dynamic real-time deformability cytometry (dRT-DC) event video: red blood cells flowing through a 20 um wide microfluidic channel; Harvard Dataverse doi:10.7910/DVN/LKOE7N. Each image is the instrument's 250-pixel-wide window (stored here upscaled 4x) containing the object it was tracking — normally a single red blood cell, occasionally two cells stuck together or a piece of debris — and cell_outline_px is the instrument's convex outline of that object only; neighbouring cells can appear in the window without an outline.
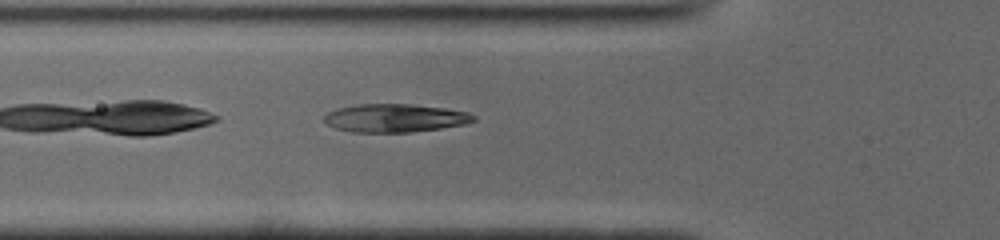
{"species": "common noctule bat (a hibernating species)", "species_latin": "Nyctalus noctula", "temperature_condition": "cold", "stored_images_in_passage": 35, "camera_frame_rate_fps": 3000, "um_per_image_px": 0.085, "animal": {"sex": "male", "body_mass_g": 19.0, "forearm_length_mm": 50.8}, "frame": {"image": 1, "passage_image": 3, "time_ms": 0.667, "image_size_px": [1000, 240], "cell_outline_px": [[476, 120], [468, 124], [412, 132], [352, 132], [336, 128], [328, 124], [324, 120], [324, 116], [328, 112], [336, 108], [360, 104], [408, 104], [444, 108], [468, 112], [476, 116]], "centroid_in_image_um": [33.6, 10.03], "position_along_channel_um": 92.2, "area_um2": 24.57}}
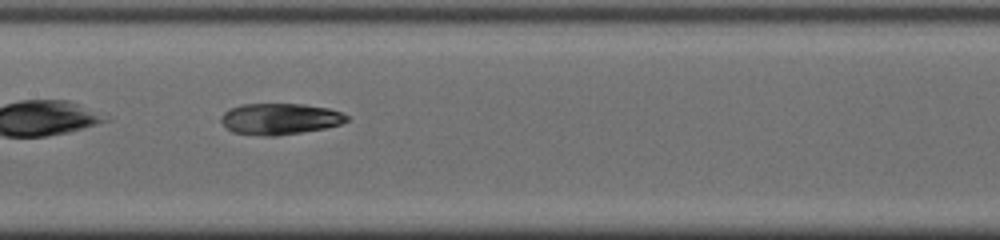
{"frame": {"image": 2, "passage_image": 10, "time_ms": 3.0, "image_size_px": [1000, 240], "cell_outline_px": [[348, 120], [340, 124], [324, 128], [276, 136], [264, 136], [232, 132], [220, 120], [220, 116], [228, 108], [240, 104], [304, 104], [328, 108], [340, 112], [348, 116]], "centroid_in_image_um": [23.75, 10.1], "position_along_channel_um": 183.6, "area_um2": 22.83}}
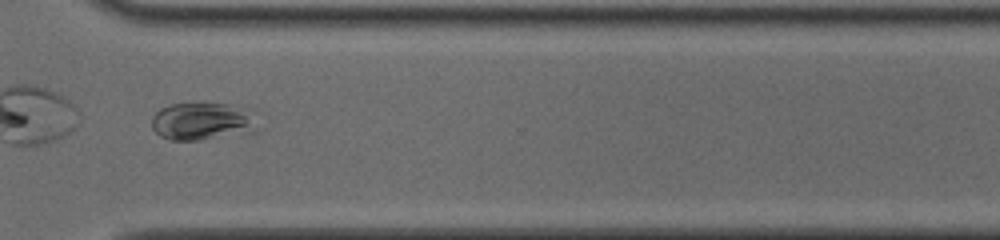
{"frame": {"image": 3, "passage_image": 23, "time_ms": 7.333, "image_size_px": [1000, 240], "cell_outline_px": [[264, 128], [256, 132], [200, 140], [168, 140], [160, 136], [152, 128], [152, 116], [160, 108], [172, 104], [192, 100], [228, 104], [248, 112]], "centroid_in_image_um": [17.2, 10.3], "position_along_channel_um": 353.4, "area_um2": 24.1}}